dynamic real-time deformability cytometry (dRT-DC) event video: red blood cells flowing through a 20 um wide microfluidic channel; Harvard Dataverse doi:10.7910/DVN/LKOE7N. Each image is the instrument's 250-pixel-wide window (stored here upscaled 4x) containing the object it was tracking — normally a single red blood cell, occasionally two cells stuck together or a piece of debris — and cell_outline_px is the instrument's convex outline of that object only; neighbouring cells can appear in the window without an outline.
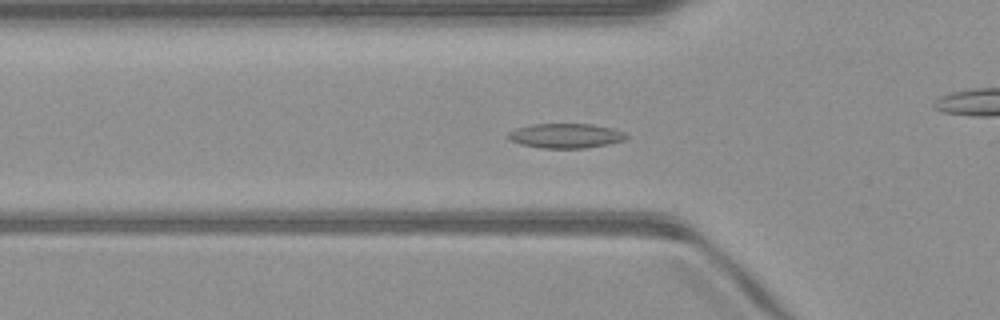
{"species": "common noctule bat (a hibernating species)", "species_latin": "Nyctalus noctula", "temperature_condition": "warm", "stored_images_in_passage": 44, "camera_frame_rate_fps": 3000, "um_per_image_px": 0.085, "animal": {"sex": "male", "body_mass_g": 23.1, "forearm_length_mm": 52.7}, "frame": {"image": 1, "passage_image": 16, "time_ms": 5.0, "image_size_px": [1000, 320], "cell_outline_px": [[628, 136], [624, 140], [608, 144], [584, 148], [540, 148], [520, 144], [512, 140], [508, 136], [508, 132], [516, 128], [532, 124], [592, 124], [612, 128], [624, 132]], "centroid_in_image_um": [48.09, 11.54], "position_along_channel_um": 77.7, "area_um2": 16.88}}
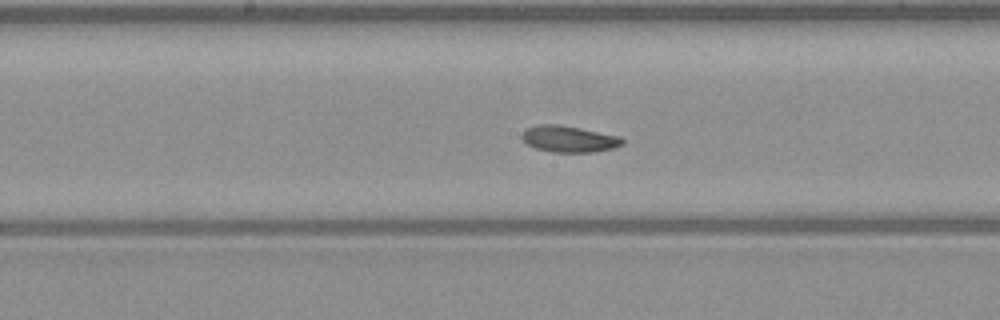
{"frame": {"image": 2, "passage_image": 25, "time_ms": 8.0, "image_size_px": [1000, 320], "cell_outline_px": [[624, 144], [616, 148], [592, 152], [552, 152], [536, 148], [528, 144], [520, 136], [528, 128], [540, 124], [560, 124], [620, 136], [624, 140]], "centroid_in_image_um": [48.41, 11.81], "position_along_channel_um": 199.8, "area_um2": 15.43}}
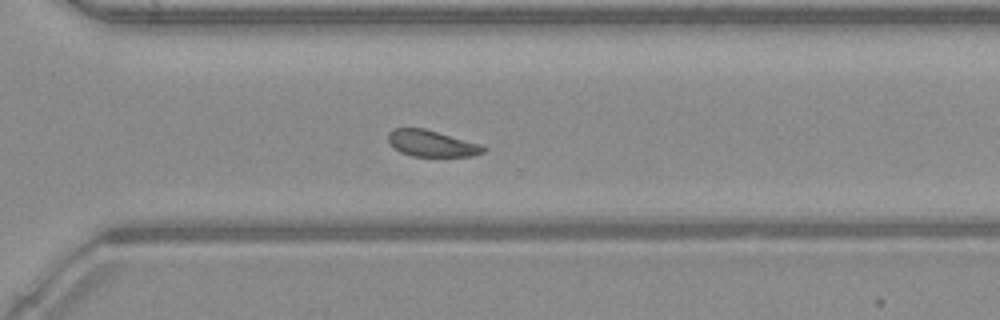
{"frame": {"image": 3, "passage_image": 35, "time_ms": 11.333, "image_size_px": [1000, 320], "cell_outline_px": [[488, 148], [484, 152], [472, 156], [412, 156], [400, 152], [388, 140], [388, 132], [392, 128], [424, 128], [484, 144]], "centroid_in_image_um": [36.75, 12.18], "position_along_channel_um": 333.8, "area_um2": 14.8}, "authors_computed_cell_mechanics": {"area_um2": 15.606, "velocity_mm_per_s": 4.0336, "shape_relaxation_time_tau1_ms": 3.4812, "shape_relaxation_time_tau2_ms": 3.5962, "deformation_change_tau1": 0.0839, "deformation_change_tau2": 0.0928}}